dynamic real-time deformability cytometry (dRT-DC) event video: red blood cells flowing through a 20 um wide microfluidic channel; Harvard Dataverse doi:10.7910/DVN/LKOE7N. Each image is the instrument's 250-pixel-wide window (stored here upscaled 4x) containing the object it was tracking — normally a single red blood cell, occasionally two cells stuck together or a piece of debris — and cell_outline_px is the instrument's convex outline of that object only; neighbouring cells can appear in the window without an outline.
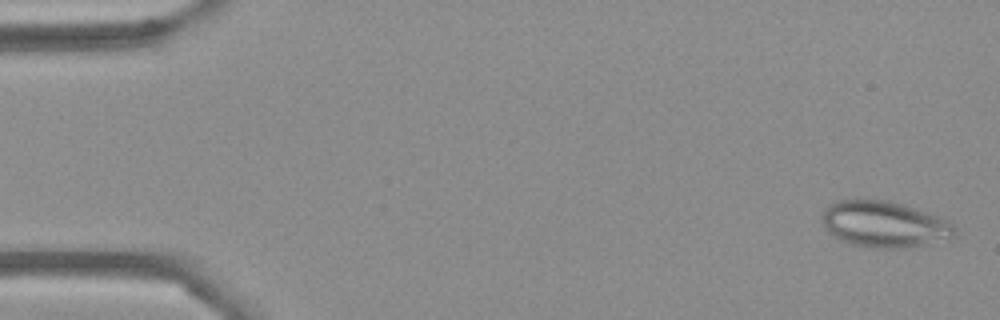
{"species": "Egyptian fruit bat (a non-hibernating species)", "species_latin": "Rousettus aegyptiacus", "temperature_condition": "cold", "stored_images_in_passage": 55, "camera_frame_rate_fps": 3000, "um_per_image_px": 0.085, "frame": {"image": 1, "passage_image": 2, "time_ms": 0.333, "image_size_px": [1000, 320], "cell_outline_px": [[956, 228], [952, 236], [924, 244], [896, 248], [876, 248], [852, 244], [840, 240], [820, 220], [820, 216], [824, 208], [828, 204], [836, 200], [892, 200], [940, 216], [948, 220]], "centroid_in_image_um": [75.13, 19.02], "position_along_channel_um": 9.9, "area_um2": 35.37}}
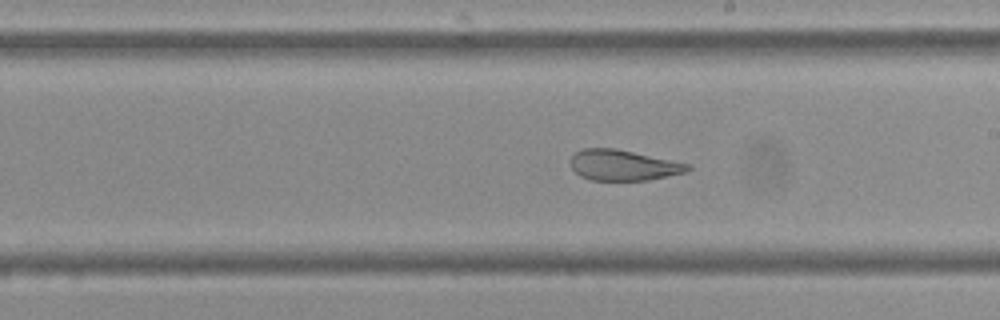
{"frame": {"image": 2, "passage_image": 31, "time_ms": 10.0, "image_size_px": [1000, 320], "cell_outline_px": [[692, 168], [688, 172], [648, 180], [592, 180], [580, 176], [572, 168], [568, 160], [576, 152], [584, 148], [616, 148], [692, 164]], "centroid_in_image_um": [53.0, 14.04], "position_along_channel_um": 236.0, "area_um2": 21.15}}
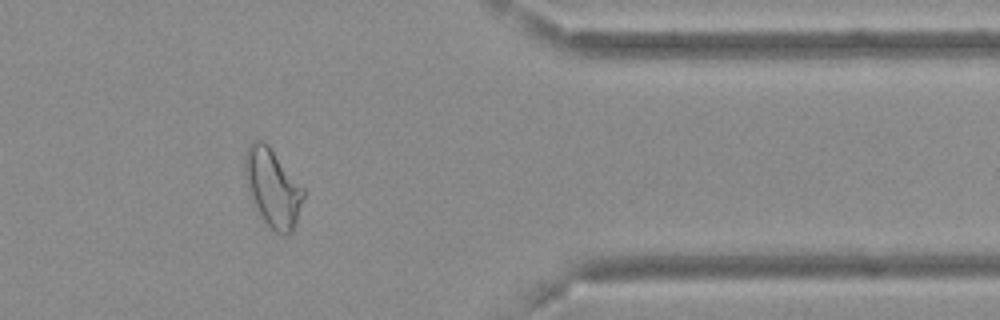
{"frame": {"image": 3, "passage_image": 45, "time_ms": 14.667, "image_size_px": [1000, 320], "cell_outline_px": [[304, 196], [292, 232], [288, 236], [284, 236], [276, 232], [264, 220], [252, 204], [248, 192], [244, 172], [244, 156], [252, 140], [264, 140], [268, 144], [304, 188]], "centroid_in_image_um": [23.15, 15.95], "position_along_channel_um": 388.2, "area_um2": 26.65}, "authors_computed_cell_mechanics": {"area_um2": 27.3394, "velocity_mm_per_s": 3.6767, "shape_relaxation_time_tau1_ms": null, "shape_relaxation_time_tau2_ms": 1.3816, "deformation_change_tau1": null, "deformation_change_tau2": 0.0888}}